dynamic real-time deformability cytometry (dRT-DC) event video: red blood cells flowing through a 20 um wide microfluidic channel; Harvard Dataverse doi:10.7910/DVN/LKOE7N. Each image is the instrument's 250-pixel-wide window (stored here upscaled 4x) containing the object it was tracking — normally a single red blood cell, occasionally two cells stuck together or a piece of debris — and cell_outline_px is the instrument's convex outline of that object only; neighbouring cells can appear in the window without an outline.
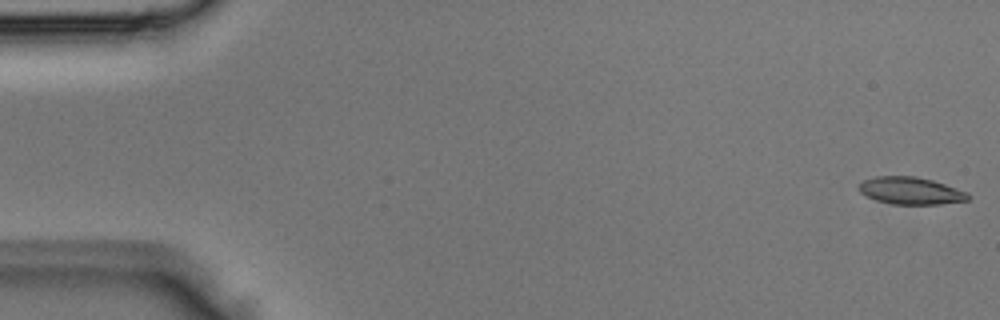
{"species": "Egyptian fruit bat (a non-hibernating species)", "species_latin": "Rousettus aegyptiacus", "temperature_condition": "room temperature", "stored_images_in_passage": 4, "camera_frame_rate_fps": 3000, "um_per_image_px": 0.085, "animal": {"sex": "male"}, "frame": {"image": 1, "passage_image": 1, "time_ms": 0.0, "image_size_px": [1000, 320], "cell_outline_px": [[972, 196], [968, 200], [940, 204], [892, 204], [876, 200], [864, 196], [856, 188], [864, 180], [876, 176], [916, 176], [932, 180], [968, 192]], "centroid_in_image_um": [77.39, 16.21], "position_along_channel_um": 7.6, "area_um2": 17.46}}
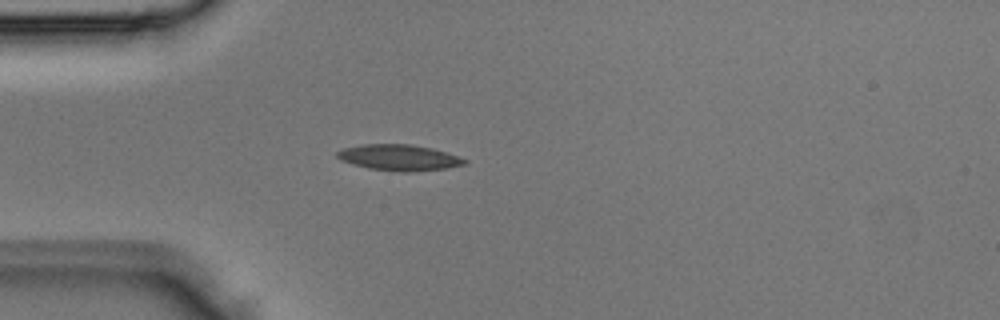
{"frame": {"image": 2, "passage_image": 4, "time_ms": 1.0, "image_size_px": [1000, 320], "cell_outline_px": [[468, 160], [464, 164], [444, 168], [408, 172], [404, 172], [368, 168], [340, 160], [336, 156], [336, 152], [344, 148], [364, 144], [408, 144], [432, 148]], "centroid_in_image_um": [33.87, 13.39], "position_along_channel_um": 51.1, "area_um2": 18.9}}